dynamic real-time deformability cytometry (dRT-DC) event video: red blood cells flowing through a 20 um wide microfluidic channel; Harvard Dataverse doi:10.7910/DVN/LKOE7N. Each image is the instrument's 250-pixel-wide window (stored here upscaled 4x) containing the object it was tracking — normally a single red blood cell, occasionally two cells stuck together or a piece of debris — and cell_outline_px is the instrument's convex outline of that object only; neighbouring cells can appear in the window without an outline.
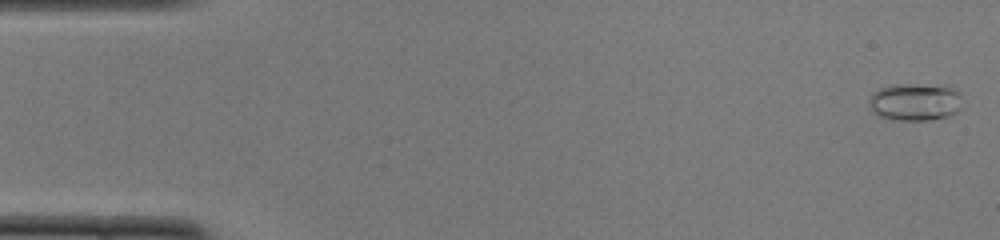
{"species": "common noctule bat (a hibernating species)", "species_latin": "Nyctalus noctula", "temperature_condition": "cold", "stored_images_in_passage": 50, "camera_frame_rate_fps": 3000, "um_per_image_px": 0.085, "animal": {"sex": "female", "body_mass_g": 22.0, "forearm_length_mm": 56.7}, "frame": {"image": 1, "passage_image": 1, "time_ms": 0.0, "image_size_px": [1000, 240], "cell_outline_px": [[960, 108], [956, 112], [948, 116], [928, 120], [892, 120], [880, 116], [872, 112], [868, 104], [868, 100], [872, 92], [880, 88], [896, 84], [912, 84], [952, 88], [960, 92]], "centroid_in_image_um": [77.72, 8.68], "position_along_channel_um": 7.3, "area_um2": 20.29}}
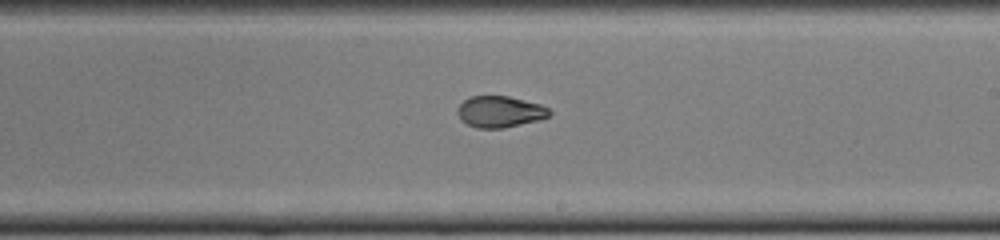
{"frame": {"image": 2, "passage_image": 29, "time_ms": 9.333, "image_size_px": [1000, 240], "cell_outline_px": [[552, 112], [548, 116], [540, 120], [504, 128], [476, 128], [460, 120], [456, 112], [456, 108], [464, 100], [472, 96], [508, 96], [540, 104], [548, 108]], "centroid_in_image_um": [42.47, 9.5], "position_along_channel_um": 246.5, "area_um2": 16.88}}
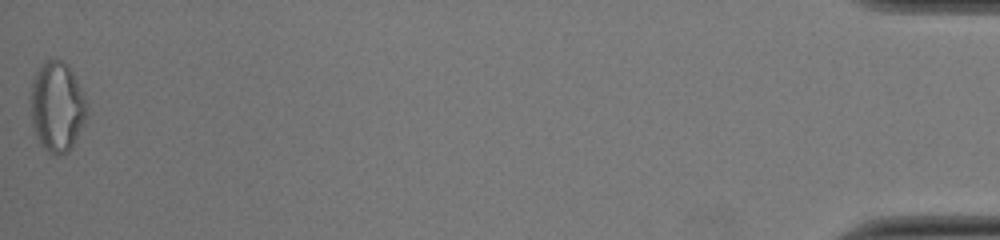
{"frame": {"image": 3, "passage_image": 50, "time_ms": 16.333, "image_size_px": [1000, 240], "cell_outline_px": [[88, 116], [72, 148], [68, 152], [56, 156], [48, 152], [40, 144], [36, 136], [32, 124], [32, 80], [36, 72], [44, 60], [60, 60], [68, 64], [84, 92], [88, 104]], "centroid_in_image_um": [4.9, 9.09], "position_along_channel_um": 430.3, "area_um2": 29.82}, "authors_computed_cell_mechanics": {"area_um2": 17.7157, "velocity_mm_per_s": 4.0086, "shape_relaxation_time_tau1_ms": null, "shape_relaxation_time_tau2_ms": 1.625, "deformation_change_tau1": null, "deformation_change_tau2": 0.0615}}